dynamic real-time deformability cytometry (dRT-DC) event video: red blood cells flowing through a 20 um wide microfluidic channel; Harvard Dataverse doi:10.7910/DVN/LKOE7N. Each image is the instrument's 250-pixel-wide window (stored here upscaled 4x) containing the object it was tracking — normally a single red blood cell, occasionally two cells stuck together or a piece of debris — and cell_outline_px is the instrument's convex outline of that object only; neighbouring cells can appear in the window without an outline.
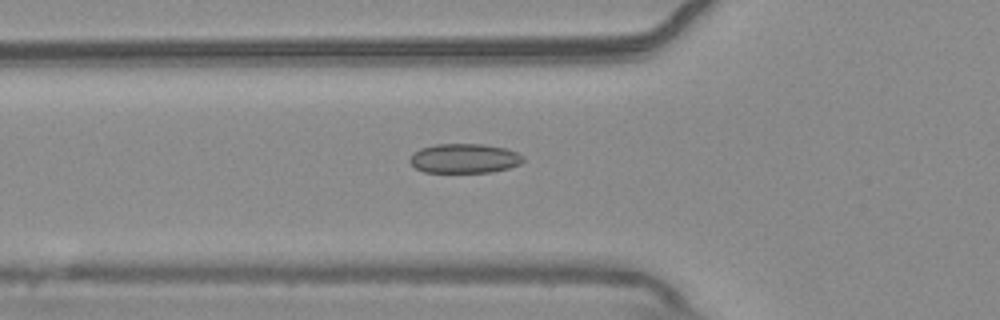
{"species": "common noctule bat (a hibernating species)", "species_latin": "Nyctalus noctula", "temperature_condition": "warm", "stored_images_in_passage": 44, "camera_frame_rate_fps": 3000, "um_per_image_px": 0.085, "animal": {"sex": "male", "body_mass_g": 20.4}, "frame": {"image": 1, "passage_image": 9, "time_ms": 2.667, "image_size_px": [1000, 320], "cell_outline_px": [[524, 160], [520, 164], [508, 168], [492, 172], [424, 172], [416, 168], [408, 160], [412, 152], [420, 148], [436, 144], [484, 144], [504, 148], [516, 152], [524, 156]], "centroid_in_image_um": [39.45, 13.46], "position_along_channel_um": 86.3, "area_um2": 19.54}}
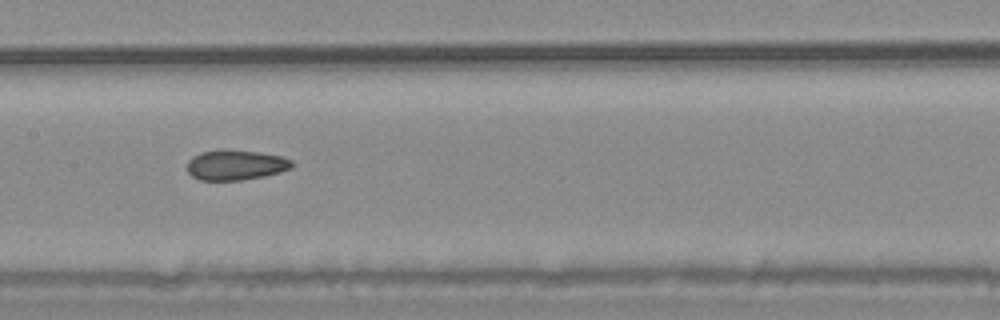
{"frame": {"image": 2, "passage_image": 17, "time_ms": 5.333, "image_size_px": [1000, 320], "cell_outline_px": [[296, 164], [292, 168], [280, 172], [264, 176], [240, 180], [200, 180], [192, 176], [188, 172], [188, 160], [192, 156], [204, 152], [224, 148], [256, 152], [280, 156], [292, 160]], "centroid_in_image_um": [20.05, 14.02], "position_along_channel_um": 187.4, "area_um2": 18.5}}
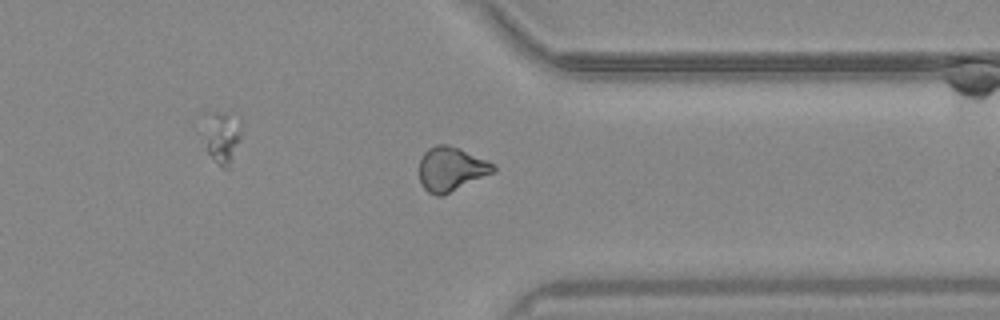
{"frame": {"image": 3, "passage_image": 32, "time_ms": 10.333, "image_size_px": [1000, 320], "cell_outline_px": [[496, 172], [440, 196], [436, 196], [428, 192], [420, 184], [420, 160], [424, 152], [428, 148], [436, 144], [448, 144], [460, 148], [488, 160], [496, 168]], "centroid_in_image_um": [38.35, 14.35], "position_along_channel_um": 373.1, "area_um2": 19.13}, "authors_computed_cell_mechanics": {"area_um2": 18.8717, "velocity_mm_per_s": 3.7623, "shape_relaxation_time_tau1_ms": null, "shape_relaxation_time_tau2_ms": 2.9071, "deformation_change_tau1": null, "deformation_change_tau2": 0.0775}}